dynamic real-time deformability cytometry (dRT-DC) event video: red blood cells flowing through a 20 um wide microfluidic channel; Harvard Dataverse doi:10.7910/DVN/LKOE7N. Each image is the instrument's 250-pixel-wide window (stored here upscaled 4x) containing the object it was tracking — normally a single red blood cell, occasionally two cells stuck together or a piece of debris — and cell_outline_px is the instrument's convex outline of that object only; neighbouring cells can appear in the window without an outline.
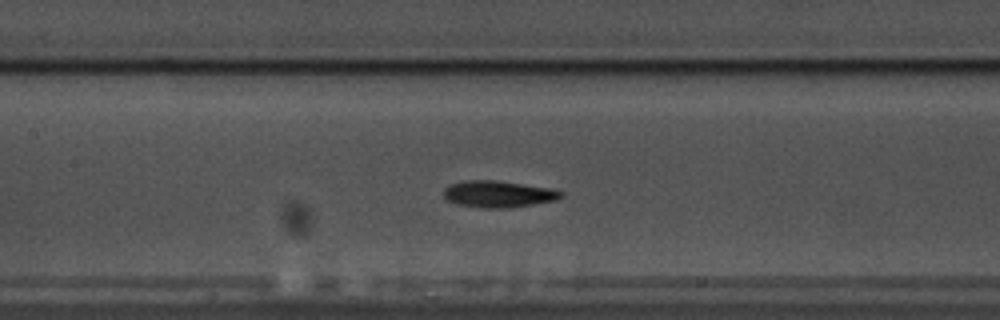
{"species": "common noctule bat (a hibernating species)", "species_latin": "Nyctalus noctula", "temperature_condition": "warm", "stored_images_in_passage": 54, "camera_frame_rate_fps": 3000, "um_per_image_px": 0.085, "animal": {"sex": "male", "body_mass_g": 17.5, "forearm_length_mm": 52.3}, "frame": {"image": 1, "passage_image": 23, "time_ms": 7.333, "image_size_px": [1000, 320], "cell_outline_px": [[564, 196], [556, 200], [508, 208], [480, 208], [456, 204], [448, 200], [444, 196], [444, 188], [448, 184], [464, 180], [496, 180], [552, 188], [564, 192]], "centroid_in_image_um": [42.35, 16.49], "position_along_channel_um": 165.1, "area_um2": 18.44}}
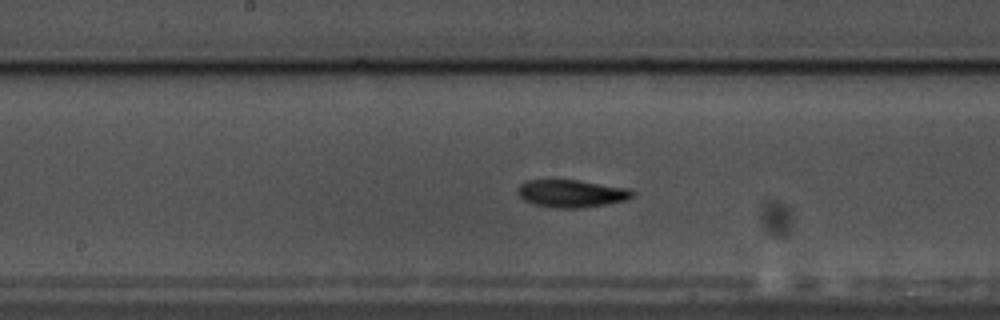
{"frame": {"image": 2, "passage_image": 26, "time_ms": 8.333, "image_size_px": [1000, 320], "cell_outline_px": [[636, 192], [632, 196], [624, 200], [608, 204], [580, 208], [552, 208], [536, 204], [524, 200], [516, 192], [516, 188], [520, 184], [528, 180], [552, 176], [628, 188]], "centroid_in_image_um": [48.5, 16.4], "position_along_channel_um": 199.7, "area_um2": 19.13}}
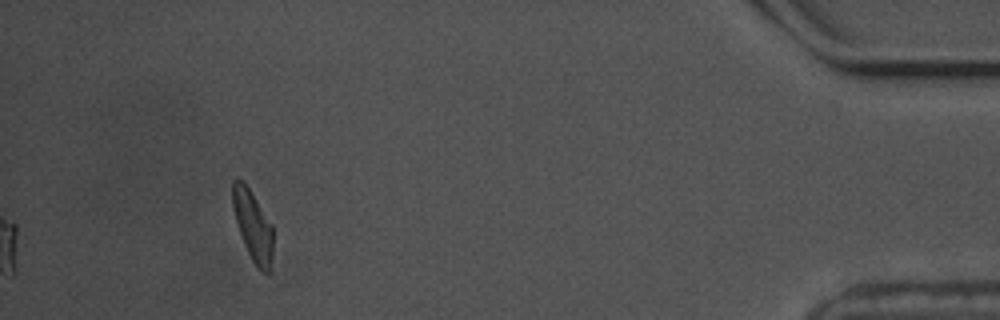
{"frame": {"image": 3, "passage_image": 50, "time_ms": 16.333, "image_size_px": [1000, 320], "cell_outline_px": [[272, 272], [268, 276], [260, 272], [256, 268], [244, 244], [236, 220], [232, 204], [232, 180], [240, 180], [248, 188], [272, 224]], "centroid_in_image_um": [21.52, 19.3], "position_along_channel_um": 413.7, "area_um2": 16.53}, "authors_computed_cell_mechanics": {"area_um2": 17.5712, "velocity_mm_per_s": 3.4834, "shape_relaxation_time_tau1_ms": 3.9218, "shape_relaxation_time_tau2_ms": 6.759, "deformation_change_tau1": 0.1426, "deformation_change_tau2": 0.1445}}